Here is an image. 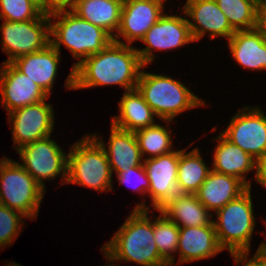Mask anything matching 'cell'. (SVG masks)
Instances as JSON below:
<instances>
[{
  "label": "cell",
  "instance_id": "6",
  "mask_svg": "<svg viewBox=\"0 0 266 266\" xmlns=\"http://www.w3.org/2000/svg\"><path fill=\"white\" fill-rule=\"evenodd\" d=\"M213 220L216 236L221 248L231 253H249L250 240L255 227V216L251 200V187L237 198L216 211Z\"/></svg>",
  "mask_w": 266,
  "mask_h": 266
},
{
  "label": "cell",
  "instance_id": "33",
  "mask_svg": "<svg viewBox=\"0 0 266 266\" xmlns=\"http://www.w3.org/2000/svg\"><path fill=\"white\" fill-rule=\"evenodd\" d=\"M77 0H40L39 5L43 13L51 14L73 8Z\"/></svg>",
  "mask_w": 266,
  "mask_h": 266
},
{
  "label": "cell",
  "instance_id": "10",
  "mask_svg": "<svg viewBox=\"0 0 266 266\" xmlns=\"http://www.w3.org/2000/svg\"><path fill=\"white\" fill-rule=\"evenodd\" d=\"M222 134L254 159L266 157V116L260 107L238 111Z\"/></svg>",
  "mask_w": 266,
  "mask_h": 266
},
{
  "label": "cell",
  "instance_id": "17",
  "mask_svg": "<svg viewBox=\"0 0 266 266\" xmlns=\"http://www.w3.org/2000/svg\"><path fill=\"white\" fill-rule=\"evenodd\" d=\"M177 251H180L178 263L182 264L215 256L223 249L214 225H206L179 228Z\"/></svg>",
  "mask_w": 266,
  "mask_h": 266
},
{
  "label": "cell",
  "instance_id": "19",
  "mask_svg": "<svg viewBox=\"0 0 266 266\" xmlns=\"http://www.w3.org/2000/svg\"><path fill=\"white\" fill-rule=\"evenodd\" d=\"M104 148L111 171L120 174L130 167L143 165L142 155L134 132L125 131L111 124V135L108 141V149L104 142L92 135Z\"/></svg>",
  "mask_w": 266,
  "mask_h": 266
},
{
  "label": "cell",
  "instance_id": "21",
  "mask_svg": "<svg viewBox=\"0 0 266 266\" xmlns=\"http://www.w3.org/2000/svg\"><path fill=\"white\" fill-rule=\"evenodd\" d=\"M217 139L219 143L213 154L212 170L237 177L247 187H251V182L246 181L245 174L255 169L256 159L229 141L222 133Z\"/></svg>",
  "mask_w": 266,
  "mask_h": 266
},
{
  "label": "cell",
  "instance_id": "5",
  "mask_svg": "<svg viewBox=\"0 0 266 266\" xmlns=\"http://www.w3.org/2000/svg\"><path fill=\"white\" fill-rule=\"evenodd\" d=\"M67 156L66 183L98 191L112 190V171L102 145L92 135L74 143Z\"/></svg>",
  "mask_w": 266,
  "mask_h": 266
},
{
  "label": "cell",
  "instance_id": "29",
  "mask_svg": "<svg viewBox=\"0 0 266 266\" xmlns=\"http://www.w3.org/2000/svg\"><path fill=\"white\" fill-rule=\"evenodd\" d=\"M153 222L154 241L159 254L169 263L174 265L175 258L172 252H176L179 240V227L170 221L162 212ZM170 252V253H169Z\"/></svg>",
  "mask_w": 266,
  "mask_h": 266
},
{
  "label": "cell",
  "instance_id": "13",
  "mask_svg": "<svg viewBox=\"0 0 266 266\" xmlns=\"http://www.w3.org/2000/svg\"><path fill=\"white\" fill-rule=\"evenodd\" d=\"M179 150L154 158L143 159L150 186L148 194L152 199V206L159 211L178 192L177 173Z\"/></svg>",
  "mask_w": 266,
  "mask_h": 266
},
{
  "label": "cell",
  "instance_id": "28",
  "mask_svg": "<svg viewBox=\"0 0 266 266\" xmlns=\"http://www.w3.org/2000/svg\"><path fill=\"white\" fill-rule=\"evenodd\" d=\"M235 31L252 30L255 25L256 3L252 0H215Z\"/></svg>",
  "mask_w": 266,
  "mask_h": 266
},
{
  "label": "cell",
  "instance_id": "24",
  "mask_svg": "<svg viewBox=\"0 0 266 266\" xmlns=\"http://www.w3.org/2000/svg\"><path fill=\"white\" fill-rule=\"evenodd\" d=\"M120 115L113 117L111 124L125 131L137 130L155 125V112L145 102L138 89L125 91L119 102Z\"/></svg>",
  "mask_w": 266,
  "mask_h": 266
},
{
  "label": "cell",
  "instance_id": "3",
  "mask_svg": "<svg viewBox=\"0 0 266 266\" xmlns=\"http://www.w3.org/2000/svg\"><path fill=\"white\" fill-rule=\"evenodd\" d=\"M49 17L60 18L50 24V36H54L50 38L52 46L60 52L61 44H64L73 57L82 58L73 65L66 79V88L73 89V69L83 59L103 50L113 41V37L105 29L80 18L71 10L51 13Z\"/></svg>",
  "mask_w": 266,
  "mask_h": 266
},
{
  "label": "cell",
  "instance_id": "25",
  "mask_svg": "<svg viewBox=\"0 0 266 266\" xmlns=\"http://www.w3.org/2000/svg\"><path fill=\"white\" fill-rule=\"evenodd\" d=\"M122 4L123 0H77L71 11L113 37L120 27Z\"/></svg>",
  "mask_w": 266,
  "mask_h": 266
},
{
  "label": "cell",
  "instance_id": "14",
  "mask_svg": "<svg viewBox=\"0 0 266 266\" xmlns=\"http://www.w3.org/2000/svg\"><path fill=\"white\" fill-rule=\"evenodd\" d=\"M163 1L167 0H123L120 27L118 34H114L113 40L119 42L120 35L128 45L135 40H141L149 28L164 14Z\"/></svg>",
  "mask_w": 266,
  "mask_h": 266
},
{
  "label": "cell",
  "instance_id": "9",
  "mask_svg": "<svg viewBox=\"0 0 266 266\" xmlns=\"http://www.w3.org/2000/svg\"><path fill=\"white\" fill-rule=\"evenodd\" d=\"M17 153L23 162L20 165L43 189L45 179L52 180L59 174L64 179L62 183H66L68 154L50 136L22 146Z\"/></svg>",
  "mask_w": 266,
  "mask_h": 266
},
{
  "label": "cell",
  "instance_id": "35",
  "mask_svg": "<svg viewBox=\"0 0 266 266\" xmlns=\"http://www.w3.org/2000/svg\"><path fill=\"white\" fill-rule=\"evenodd\" d=\"M253 29L266 39V1L256 5L255 25Z\"/></svg>",
  "mask_w": 266,
  "mask_h": 266
},
{
  "label": "cell",
  "instance_id": "20",
  "mask_svg": "<svg viewBox=\"0 0 266 266\" xmlns=\"http://www.w3.org/2000/svg\"><path fill=\"white\" fill-rule=\"evenodd\" d=\"M248 187L237 177L210 170L206 180L195 193L209 211L215 212L237 198Z\"/></svg>",
  "mask_w": 266,
  "mask_h": 266
},
{
  "label": "cell",
  "instance_id": "23",
  "mask_svg": "<svg viewBox=\"0 0 266 266\" xmlns=\"http://www.w3.org/2000/svg\"><path fill=\"white\" fill-rule=\"evenodd\" d=\"M228 43L232 57L242 67L266 69V39L260 33L254 29L235 31Z\"/></svg>",
  "mask_w": 266,
  "mask_h": 266
},
{
  "label": "cell",
  "instance_id": "27",
  "mask_svg": "<svg viewBox=\"0 0 266 266\" xmlns=\"http://www.w3.org/2000/svg\"><path fill=\"white\" fill-rule=\"evenodd\" d=\"M141 155L149 154L151 157L174 151L172 148L171 132L162 125L155 124L151 127H146L134 132Z\"/></svg>",
  "mask_w": 266,
  "mask_h": 266
},
{
  "label": "cell",
  "instance_id": "7",
  "mask_svg": "<svg viewBox=\"0 0 266 266\" xmlns=\"http://www.w3.org/2000/svg\"><path fill=\"white\" fill-rule=\"evenodd\" d=\"M45 190L18 162L5 157L1 159L0 204L34 219Z\"/></svg>",
  "mask_w": 266,
  "mask_h": 266
},
{
  "label": "cell",
  "instance_id": "37",
  "mask_svg": "<svg viewBox=\"0 0 266 266\" xmlns=\"http://www.w3.org/2000/svg\"><path fill=\"white\" fill-rule=\"evenodd\" d=\"M257 251H259L266 258V242H262Z\"/></svg>",
  "mask_w": 266,
  "mask_h": 266
},
{
  "label": "cell",
  "instance_id": "22",
  "mask_svg": "<svg viewBox=\"0 0 266 266\" xmlns=\"http://www.w3.org/2000/svg\"><path fill=\"white\" fill-rule=\"evenodd\" d=\"M179 228L213 225V215L195 194L177 193L160 210Z\"/></svg>",
  "mask_w": 266,
  "mask_h": 266
},
{
  "label": "cell",
  "instance_id": "26",
  "mask_svg": "<svg viewBox=\"0 0 266 266\" xmlns=\"http://www.w3.org/2000/svg\"><path fill=\"white\" fill-rule=\"evenodd\" d=\"M211 169L205 165L199 149L194 148L186 154L179 150L177 187L179 193L195 194L206 180Z\"/></svg>",
  "mask_w": 266,
  "mask_h": 266
},
{
  "label": "cell",
  "instance_id": "12",
  "mask_svg": "<svg viewBox=\"0 0 266 266\" xmlns=\"http://www.w3.org/2000/svg\"><path fill=\"white\" fill-rule=\"evenodd\" d=\"M147 44L144 49H136L141 62L145 65L153 61L152 48L156 50H169L194 42L187 19L176 15H165L149 28L141 39Z\"/></svg>",
  "mask_w": 266,
  "mask_h": 266
},
{
  "label": "cell",
  "instance_id": "15",
  "mask_svg": "<svg viewBox=\"0 0 266 266\" xmlns=\"http://www.w3.org/2000/svg\"><path fill=\"white\" fill-rule=\"evenodd\" d=\"M0 96L7 113L46 100L49 96L11 63L0 67Z\"/></svg>",
  "mask_w": 266,
  "mask_h": 266
},
{
  "label": "cell",
  "instance_id": "34",
  "mask_svg": "<svg viewBox=\"0 0 266 266\" xmlns=\"http://www.w3.org/2000/svg\"><path fill=\"white\" fill-rule=\"evenodd\" d=\"M234 258L235 264L244 263L243 266H266V258L259 252L256 251L252 259H247L249 253H231ZM248 260V262H246ZM246 262V263H245Z\"/></svg>",
  "mask_w": 266,
  "mask_h": 266
},
{
  "label": "cell",
  "instance_id": "31",
  "mask_svg": "<svg viewBox=\"0 0 266 266\" xmlns=\"http://www.w3.org/2000/svg\"><path fill=\"white\" fill-rule=\"evenodd\" d=\"M22 217H26L19 211L13 210L0 204V247H6L19 235L24 221ZM21 228V229H20ZM14 238V239H13Z\"/></svg>",
  "mask_w": 266,
  "mask_h": 266
},
{
  "label": "cell",
  "instance_id": "1",
  "mask_svg": "<svg viewBox=\"0 0 266 266\" xmlns=\"http://www.w3.org/2000/svg\"><path fill=\"white\" fill-rule=\"evenodd\" d=\"M142 67L144 64L136 48L113 40L73 69V90L115 84L124 87L125 91L133 90Z\"/></svg>",
  "mask_w": 266,
  "mask_h": 266
},
{
  "label": "cell",
  "instance_id": "16",
  "mask_svg": "<svg viewBox=\"0 0 266 266\" xmlns=\"http://www.w3.org/2000/svg\"><path fill=\"white\" fill-rule=\"evenodd\" d=\"M183 9L194 20L193 23L187 19L194 41H199L206 32H210L211 39L223 36L228 40L235 33L215 0H187Z\"/></svg>",
  "mask_w": 266,
  "mask_h": 266
},
{
  "label": "cell",
  "instance_id": "4",
  "mask_svg": "<svg viewBox=\"0 0 266 266\" xmlns=\"http://www.w3.org/2000/svg\"><path fill=\"white\" fill-rule=\"evenodd\" d=\"M136 88L156 116L168 123L185 110L205 105L204 101L194 95L182 82L166 75L146 73L141 70Z\"/></svg>",
  "mask_w": 266,
  "mask_h": 266
},
{
  "label": "cell",
  "instance_id": "8",
  "mask_svg": "<svg viewBox=\"0 0 266 266\" xmlns=\"http://www.w3.org/2000/svg\"><path fill=\"white\" fill-rule=\"evenodd\" d=\"M49 14L43 13L38 19L24 22L3 21L0 30L2 34V50L9 55L3 63L45 49L50 40Z\"/></svg>",
  "mask_w": 266,
  "mask_h": 266
},
{
  "label": "cell",
  "instance_id": "32",
  "mask_svg": "<svg viewBox=\"0 0 266 266\" xmlns=\"http://www.w3.org/2000/svg\"><path fill=\"white\" fill-rule=\"evenodd\" d=\"M117 176L119 184H128V186L132 185V182L134 180L133 178H137L136 180H134V187L132 186L131 188H133L134 191H139L142 194L148 193L150 181L148 179L144 165L130 167L126 171L117 174ZM135 181H138L136 182L138 183V185H136Z\"/></svg>",
  "mask_w": 266,
  "mask_h": 266
},
{
  "label": "cell",
  "instance_id": "2",
  "mask_svg": "<svg viewBox=\"0 0 266 266\" xmlns=\"http://www.w3.org/2000/svg\"><path fill=\"white\" fill-rule=\"evenodd\" d=\"M148 209L144 202L136 205L118 232L104 244L102 252L109 262L124 260L142 266H170L159 254Z\"/></svg>",
  "mask_w": 266,
  "mask_h": 266
},
{
  "label": "cell",
  "instance_id": "11",
  "mask_svg": "<svg viewBox=\"0 0 266 266\" xmlns=\"http://www.w3.org/2000/svg\"><path fill=\"white\" fill-rule=\"evenodd\" d=\"M53 112L51 104L43 100L8 113L9 123L13 124V142L18 145L16 150L50 136L54 128Z\"/></svg>",
  "mask_w": 266,
  "mask_h": 266
},
{
  "label": "cell",
  "instance_id": "36",
  "mask_svg": "<svg viewBox=\"0 0 266 266\" xmlns=\"http://www.w3.org/2000/svg\"><path fill=\"white\" fill-rule=\"evenodd\" d=\"M256 180L266 188V157L256 160Z\"/></svg>",
  "mask_w": 266,
  "mask_h": 266
},
{
  "label": "cell",
  "instance_id": "18",
  "mask_svg": "<svg viewBox=\"0 0 266 266\" xmlns=\"http://www.w3.org/2000/svg\"><path fill=\"white\" fill-rule=\"evenodd\" d=\"M59 60L60 52L49 44L41 51L20 56L10 63L49 96L56 78Z\"/></svg>",
  "mask_w": 266,
  "mask_h": 266
},
{
  "label": "cell",
  "instance_id": "38",
  "mask_svg": "<svg viewBox=\"0 0 266 266\" xmlns=\"http://www.w3.org/2000/svg\"><path fill=\"white\" fill-rule=\"evenodd\" d=\"M252 1L255 2L256 4H258V3H262V2H264L266 0H252Z\"/></svg>",
  "mask_w": 266,
  "mask_h": 266
},
{
  "label": "cell",
  "instance_id": "30",
  "mask_svg": "<svg viewBox=\"0 0 266 266\" xmlns=\"http://www.w3.org/2000/svg\"><path fill=\"white\" fill-rule=\"evenodd\" d=\"M0 19L24 22L38 19L42 14L37 0H0Z\"/></svg>",
  "mask_w": 266,
  "mask_h": 266
}]
</instances>
